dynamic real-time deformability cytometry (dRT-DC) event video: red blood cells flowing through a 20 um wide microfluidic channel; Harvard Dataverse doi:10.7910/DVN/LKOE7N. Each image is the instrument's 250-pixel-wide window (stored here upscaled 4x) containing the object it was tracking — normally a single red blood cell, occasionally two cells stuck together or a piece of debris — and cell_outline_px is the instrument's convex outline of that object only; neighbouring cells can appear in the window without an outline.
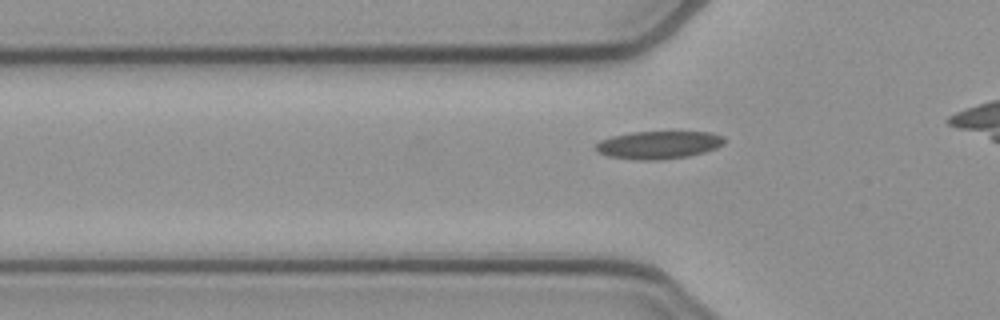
{"species": "common noctule bat (a hibernating species)", "species_latin": "Nyctalus noctula", "temperature_condition": "cold", "stored_images_in_passage": 36, "camera_frame_rate_fps": 3000, "um_per_image_px": 0.085, "animal": {"sex": "female", "body_mass_g": 21.9}, "frame": {"image": 1, "passage_image": 10, "time_ms": 3.0, "image_size_px": [1000, 320], "cell_outline_px": [[724, 144], [716, 148], [704, 152], [688, 156], [656, 160], [636, 160], [608, 156], [596, 152], [596, 144], [600, 140], [612, 136], [632, 132], [708, 132], [724, 136]], "centroid_in_image_um": [55.96, 12.32], "position_along_channel_um": 69.8, "area_um2": 20.81}}
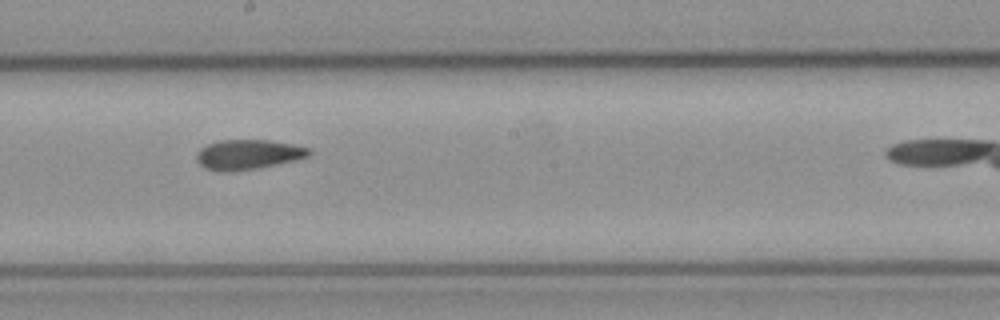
{"frame": {"image": 2, "passage_image": 22, "time_ms": 7.0, "image_size_px": [1000, 320], "cell_outline_px": [[312, 152], [308, 156], [296, 160], [260, 168], [236, 172], [216, 172], [204, 168], [196, 160], [196, 156], [200, 148], [208, 144], [220, 140], [272, 140], [312, 148]], "centroid_in_image_um": [21.09, 13.15], "position_along_channel_um": 227.1, "area_um2": 20.0}}
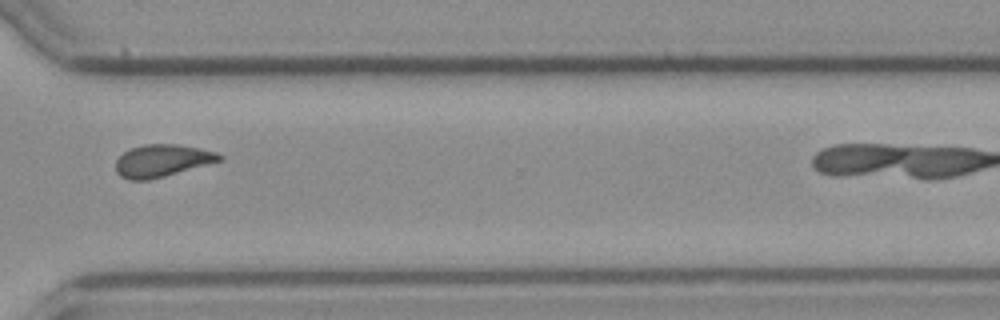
{"frame": {"image": 3, "passage_image": 32, "time_ms": 10.333, "image_size_px": [1000, 320], "cell_outline_px": [[224, 160], [164, 176], [148, 180], [128, 180], [120, 176], [116, 172], [116, 160], [124, 152], [132, 148], [144, 144], [176, 144], [200, 148], [216, 152], [224, 156]], "centroid_in_image_um": [13.8, 13.66], "position_along_channel_um": 356.8, "area_um2": 19.54}}